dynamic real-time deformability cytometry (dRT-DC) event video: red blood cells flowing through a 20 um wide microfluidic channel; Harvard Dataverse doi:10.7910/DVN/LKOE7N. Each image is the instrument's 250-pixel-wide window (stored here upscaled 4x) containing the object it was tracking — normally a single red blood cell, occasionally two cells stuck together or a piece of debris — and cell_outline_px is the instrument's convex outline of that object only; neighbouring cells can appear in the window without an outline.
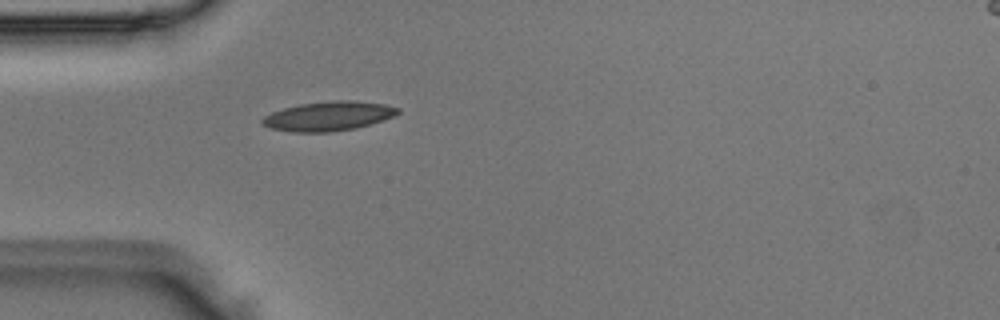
{"species": "Egyptian fruit bat (a non-hibernating species)", "species_latin": "Rousettus aegyptiacus", "temperature_condition": "room temperature", "stored_images_in_passage": 3, "camera_frame_rate_fps": 3000, "um_per_image_px": 0.085, "animal": {"sex": "male"}, "frame": {"image": 1, "passage_image": 3, "time_ms": 0.667, "image_size_px": [1000, 320], "cell_outline_px": [[400, 112], [396, 116], [384, 120], [356, 128], [328, 132], [292, 132], [268, 128], [260, 120], [264, 116], [272, 112], [284, 108], [300, 104], [336, 100], [348, 100], [384, 104], [400, 108]], "centroid_in_image_um": [27.93, 9.87], "position_along_channel_um": 57.1, "area_um2": 23.18}}